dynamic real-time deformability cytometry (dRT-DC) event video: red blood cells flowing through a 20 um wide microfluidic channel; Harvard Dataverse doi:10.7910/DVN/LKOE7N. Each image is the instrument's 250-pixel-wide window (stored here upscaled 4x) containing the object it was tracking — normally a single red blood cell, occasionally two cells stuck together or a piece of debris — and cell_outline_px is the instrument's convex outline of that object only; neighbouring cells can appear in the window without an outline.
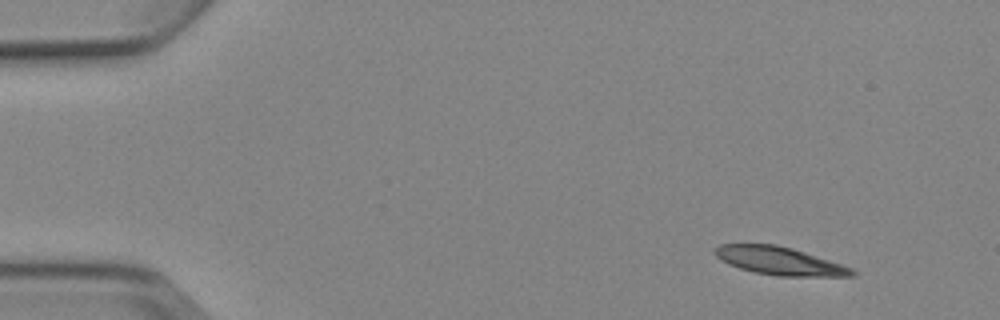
{"species": "Egyptian fruit bat (a non-hibernating species)", "species_latin": "Rousettus aegyptiacus", "temperature_condition": "cold", "stored_images_in_passage": 3, "camera_frame_rate_fps": 3000, "um_per_image_px": 0.085, "animal": {"sex": "female"}, "frame": {"image": 1, "passage_image": 1, "time_ms": 0.0, "image_size_px": [1000, 320], "cell_outline_px": [[856, 276], [776, 276], [756, 272], [740, 268], [728, 264], [720, 260], [712, 252], [720, 244], [776, 244], [792, 248], [852, 268], [856, 272]], "centroid_in_image_um": [66.23, 22.17], "position_along_channel_um": 18.8, "area_um2": 22.2}}